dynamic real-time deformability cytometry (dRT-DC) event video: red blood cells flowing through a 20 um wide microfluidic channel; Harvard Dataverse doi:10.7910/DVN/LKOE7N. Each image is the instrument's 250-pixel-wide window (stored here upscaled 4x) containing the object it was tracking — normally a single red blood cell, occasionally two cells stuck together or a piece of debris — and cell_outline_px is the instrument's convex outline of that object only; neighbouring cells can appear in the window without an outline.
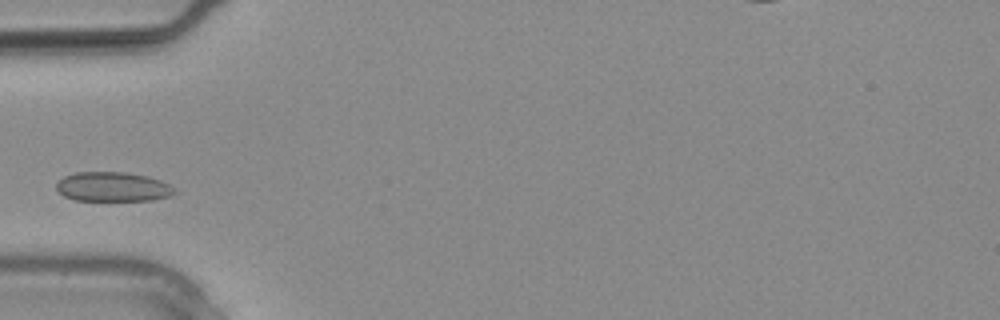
{"species": "common noctule bat (a hibernating species)", "species_latin": "Nyctalus noctula", "temperature_condition": "warm", "stored_images_in_passage": 4, "camera_frame_rate_fps": 3000, "um_per_image_px": 0.085, "animal": {"sex": "male", "body_mass_g": 20.4}, "frame": {"image": 1, "passage_image": 3, "time_ms": 0.667, "image_size_px": [1000, 320], "cell_outline_px": [[180, 192], [172, 196], [152, 200], [72, 200], [64, 196], [56, 188], [56, 184], [64, 176], [76, 172], [124, 172], [148, 176], [160, 180], [176, 188]], "centroid_in_image_um": [9.64, 15.88], "position_along_channel_um": 75.4, "area_um2": 20.46}}